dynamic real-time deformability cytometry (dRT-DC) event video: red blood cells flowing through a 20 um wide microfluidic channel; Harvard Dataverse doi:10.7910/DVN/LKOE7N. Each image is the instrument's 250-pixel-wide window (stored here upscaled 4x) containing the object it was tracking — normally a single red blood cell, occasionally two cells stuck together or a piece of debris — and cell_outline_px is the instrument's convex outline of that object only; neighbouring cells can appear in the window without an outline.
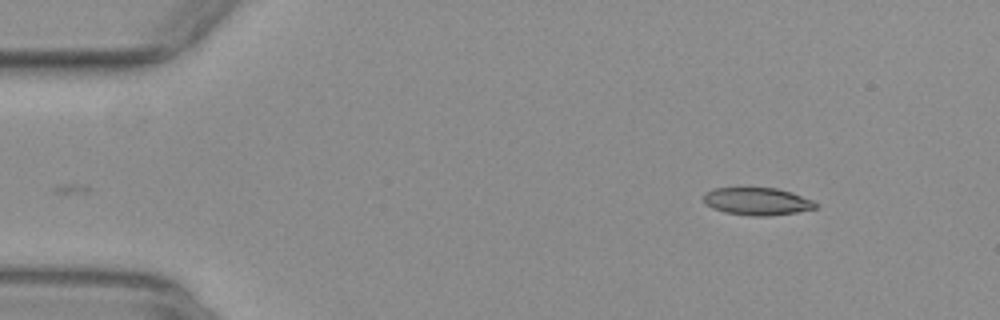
{"species": "common noctule bat (a hibernating species)", "species_latin": "Nyctalus noctula", "temperature_condition": "warm", "stored_images_in_passage": 11, "camera_frame_rate_fps": 3000, "um_per_image_px": 0.085, "animal": {"sex": "female", "body_mass_g": 29.2, "forearm_length_mm": 56.3}, "frame": {"image": 1, "passage_image": 1, "time_ms": 0.0, "image_size_px": [1000, 320], "cell_outline_px": [[816, 208], [796, 212], [768, 216], [752, 216], [724, 212], [712, 208], [704, 204], [704, 192], [712, 188], [776, 188], [792, 192], [812, 200], [816, 204]], "centroid_in_image_um": [64.31, 17.11], "position_along_channel_um": 20.7, "area_um2": 17.98}}